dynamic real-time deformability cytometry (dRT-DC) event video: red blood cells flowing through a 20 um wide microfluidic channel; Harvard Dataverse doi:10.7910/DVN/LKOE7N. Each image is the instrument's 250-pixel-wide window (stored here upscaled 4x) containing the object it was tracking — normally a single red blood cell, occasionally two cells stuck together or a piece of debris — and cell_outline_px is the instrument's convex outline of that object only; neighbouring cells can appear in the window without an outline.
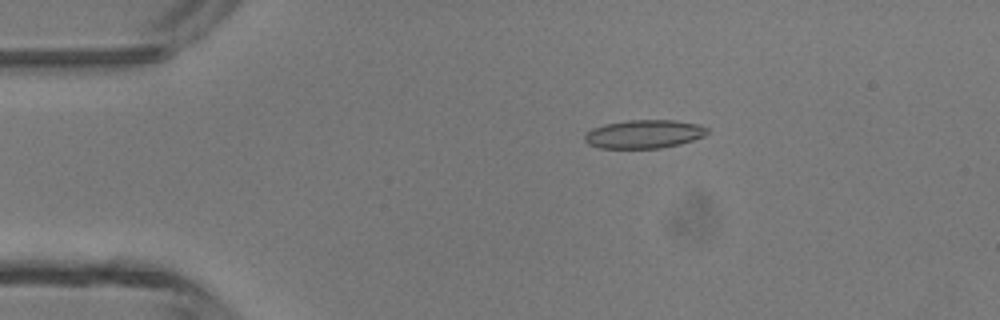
{"species": "common noctule bat (a hibernating species)", "species_latin": "Nyctalus noctula", "temperature_condition": "room temperature", "stored_images_in_passage": 47, "camera_frame_rate_fps": 3000, "um_per_image_px": 0.085, "animal": {"sex": "male", "body_mass_g": 13.3}, "frame": {"image": 1, "passage_image": 9, "time_ms": 2.667, "image_size_px": [1000, 320], "cell_outline_px": [[708, 132], [704, 136], [680, 144], [660, 148], [600, 148], [588, 144], [584, 140], [584, 136], [592, 128], [604, 124], [628, 120], [676, 120], [700, 124], [708, 128]], "centroid_in_image_um": [54.75, 11.39], "position_along_channel_um": 30.2, "area_um2": 20.4}}
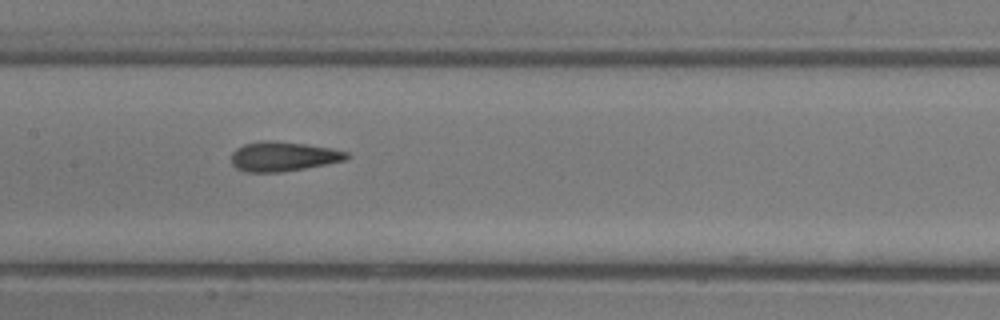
{"frame": {"image": 2, "passage_image": 23, "time_ms": 7.333, "image_size_px": [1000, 320], "cell_outline_px": [[352, 156], [344, 160], [284, 172], [244, 172], [236, 168], [232, 164], [232, 152], [236, 148], [244, 144], [264, 140], [276, 140], [332, 148], [348, 152]], "centroid_in_image_um": [24.05, 13.29], "position_along_channel_um": 183.3, "area_um2": 19.94}}
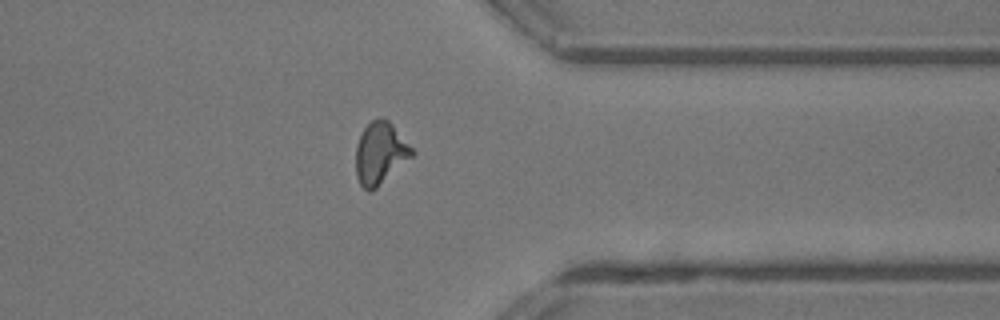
{"frame": {"image": 3, "passage_image": 37, "time_ms": 12.0, "image_size_px": [1000, 320], "cell_outline_px": [[416, 152], [412, 156], [372, 192], [368, 192], [360, 184], [356, 176], [356, 144], [364, 128], [372, 120], [384, 116], [392, 124]], "centroid_in_image_um": [32.31, 13.02], "position_along_channel_um": 379.1, "area_um2": 20.23}, "authors_computed_cell_mechanics": {"area_um2": 19.7098, "velocity_mm_per_s": 4.3817, "shape_relaxation_time_tau1_ms": null, "shape_relaxation_time_tau2_ms": 1.0273, "deformation_change_tau1": null, "deformation_change_tau2": 0.0848}}